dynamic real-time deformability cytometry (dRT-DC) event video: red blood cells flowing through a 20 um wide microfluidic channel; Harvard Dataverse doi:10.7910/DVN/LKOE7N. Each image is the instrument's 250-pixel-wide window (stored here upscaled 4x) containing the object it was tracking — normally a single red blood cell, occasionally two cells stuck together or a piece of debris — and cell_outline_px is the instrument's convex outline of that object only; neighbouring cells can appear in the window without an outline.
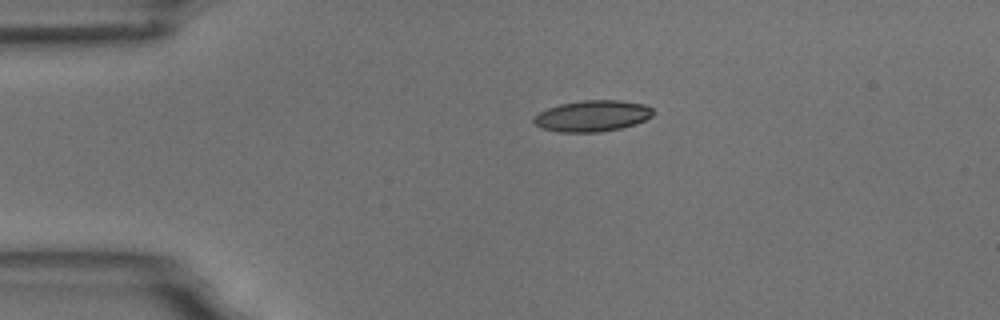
{"species": "common noctule bat (a hibernating species)", "species_latin": "Nyctalus noctula", "temperature_condition": "room temperature", "stored_images_in_passage": 5, "camera_frame_rate_fps": 3000, "um_per_image_px": 0.085, "animal": {"sex": "male", "body_mass_g": 18.8}, "frame": {"image": 1, "passage_image": 5, "time_ms": 4.667, "image_size_px": [1000, 320], "cell_outline_px": [[656, 112], [652, 116], [636, 124], [620, 128], [596, 132], [560, 132], [540, 128], [532, 120], [540, 112], [548, 108], [560, 104], [580, 100], [620, 100], [644, 104], [652, 108]], "centroid_in_image_um": [50.37, 9.85], "position_along_channel_um": 34.6, "area_um2": 21.68}}